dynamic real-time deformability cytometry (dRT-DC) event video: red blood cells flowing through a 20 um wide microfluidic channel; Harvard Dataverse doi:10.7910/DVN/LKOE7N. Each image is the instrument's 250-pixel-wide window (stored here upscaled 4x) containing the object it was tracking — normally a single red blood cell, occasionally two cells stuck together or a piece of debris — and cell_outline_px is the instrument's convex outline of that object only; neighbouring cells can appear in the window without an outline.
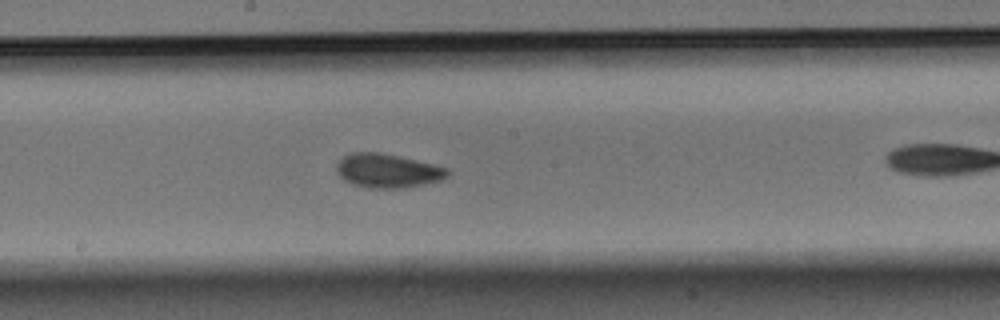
{"species": "Egyptian fruit bat (a non-hibernating species)", "species_latin": "Rousettus aegyptiacus", "temperature_condition": "warm", "stored_images_in_passage": 27, "camera_frame_rate_fps": 3000, "um_per_image_px": 0.085, "animal": {"sex": "male"}, "frame": {"image": 1, "passage_image": 12, "time_ms": 3.667, "image_size_px": [1000, 320], "cell_outline_px": [[448, 176], [440, 180], [424, 184], [404, 188], [364, 188], [352, 184], [344, 180], [336, 172], [336, 164], [344, 156], [352, 152], [376, 152], [396, 156], [432, 164], [448, 168]], "centroid_in_image_um": [32.9, 14.53], "position_along_channel_um": 215.3, "area_um2": 21.79}}
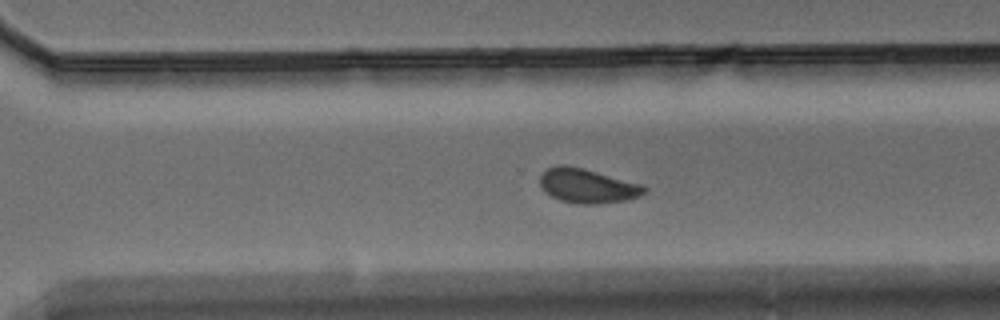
{"frame": {"image": 2, "passage_image": 20, "time_ms": 6.333, "image_size_px": [1000, 320], "cell_outline_px": [[648, 188], [640, 196], [624, 200], [596, 204], [580, 204], [560, 200], [544, 192], [540, 188], [540, 176], [548, 168], [556, 164], [568, 164], [584, 168], [640, 184]], "centroid_in_image_um": [49.88, 15.78], "position_along_channel_um": 320.7, "area_um2": 20.87}}
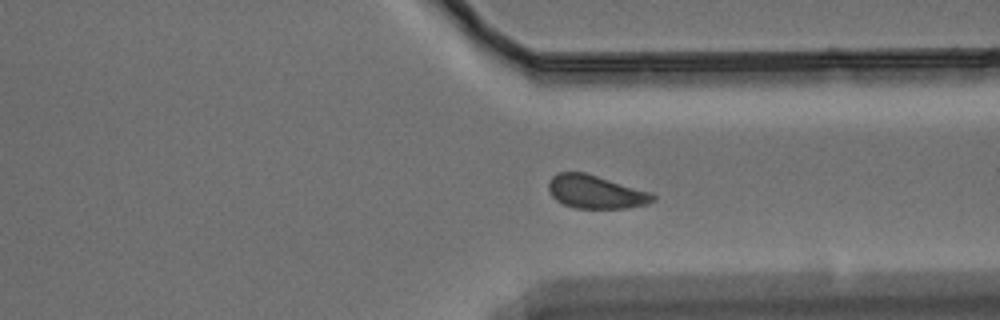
{"frame": {"image": 3, "passage_image": 23, "time_ms": 7.333, "image_size_px": [1000, 320], "cell_outline_px": [[656, 200], [648, 204], [628, 208], [576, 208], [564, 204], [556, 200], [548, 192], [548, 180], [556, 172], [584, 172], [652, 192], [656, 196]], "centroid_in_image_um": [50.64, 16.31], "position_along_channel_um": 360.8, "area_um2": 20.46}}